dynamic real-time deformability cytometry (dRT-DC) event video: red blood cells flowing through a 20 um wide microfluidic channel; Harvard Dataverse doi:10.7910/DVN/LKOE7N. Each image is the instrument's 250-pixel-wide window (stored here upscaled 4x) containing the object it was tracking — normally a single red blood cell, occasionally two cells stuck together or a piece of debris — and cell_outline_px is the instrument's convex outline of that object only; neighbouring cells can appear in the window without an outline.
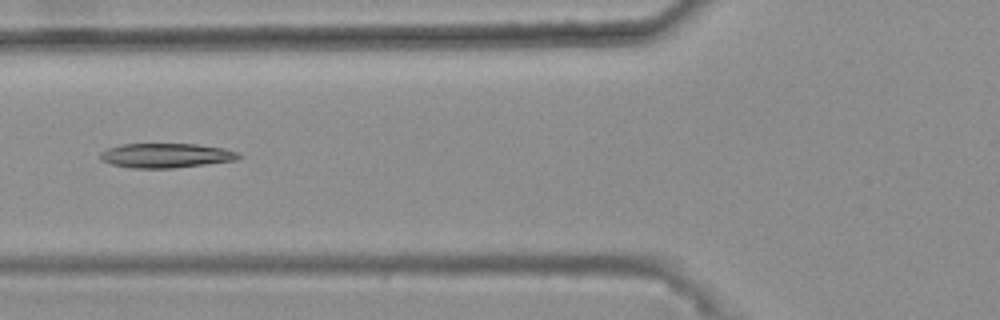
{"species": "common noctule bat (a hibernating species)", "species_latin": "Nyctalus noctula", "temperature_condition": "warm", "stored_images_in_passage": 34, "camera_frame_rate_fps": 3000, "um_per_image_px": 0.085, "animal": {"sex": "female", "body_mass_g": 25.1}, "frame": {"image": 1, "passage_image": 10, "time_ms": 3.0, "image_size_px": [1000, 320], "cell_outline_px": [[244, 156], [236, 160], [172, 168], [132, 168], [112, 164], [100, 160], [100, 152], [108, 148], [120, 144], [196, 144], [224, 148], [240, 152]], "centroid_in_image_um": [14.13, 13.21], "position_along_channel_um": 111.7, "area_um2": 19.83}}